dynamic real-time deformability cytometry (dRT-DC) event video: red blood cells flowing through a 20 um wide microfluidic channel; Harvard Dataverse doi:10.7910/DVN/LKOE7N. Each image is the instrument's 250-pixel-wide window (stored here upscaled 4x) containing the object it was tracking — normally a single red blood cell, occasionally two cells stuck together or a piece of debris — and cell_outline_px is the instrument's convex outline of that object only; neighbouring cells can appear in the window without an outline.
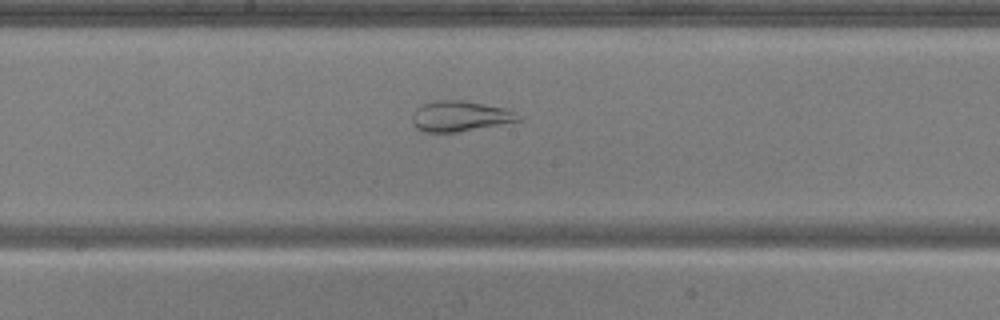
{"species": "common noctule bat (a hibernating species)", "species_latin": "Nyctalus noctula", "temperature_condition": "warm", "stored_images_in_passage": 50, "camera_frame_rate_fps": 3000, "um_per_image_px": 0.085, "animal": {"sex": "male", "body_mass_g": 20.5, "forearm_length_mm": 52.5}, "frame": {"image": 1, "passage_image": 25, "time_ms": 8.0, "image_size_px": [1000, 320], "cell_outline_px": [[524, 120], [456, 132], [424, 132], [416, 128], [412, 124], [412, 112], [420, 104], [436, 100], [464, 100], [512, 108], [524, 116]], "centroid_in_image_um": [39.17, 9.85], "position_along_channel_um": 209.0, "area_um2": 19.54}}
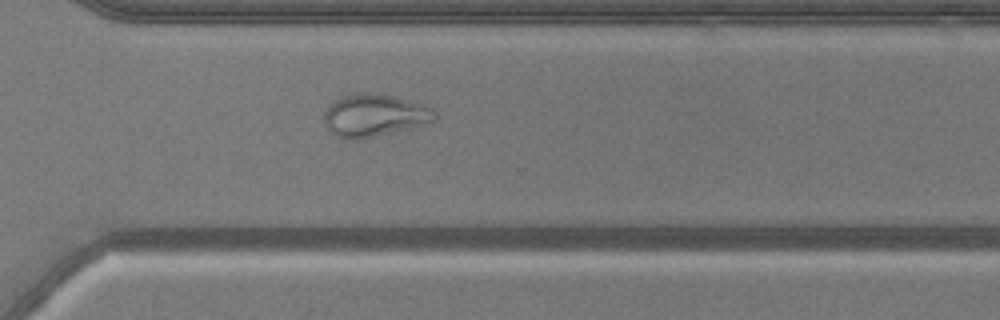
{"frame": {"image": 2, "passage_image": 35, "time_ms": 11.333, "image_size_px": [1000, 320], "cell_outline_px": [[436, 120], [408, 128], [356, 140], [340, 140], [328, 132], [324, 124], [324, 112], [332, 100], [344, 96], [360, 92], [372, 92], [392, 96], [424, 104], [432, 108], [436, 116]], "centroid_in_image_um": [31.73, 9.81], "position_along_channel_um": 338.9, "area_um2": 27.57}}
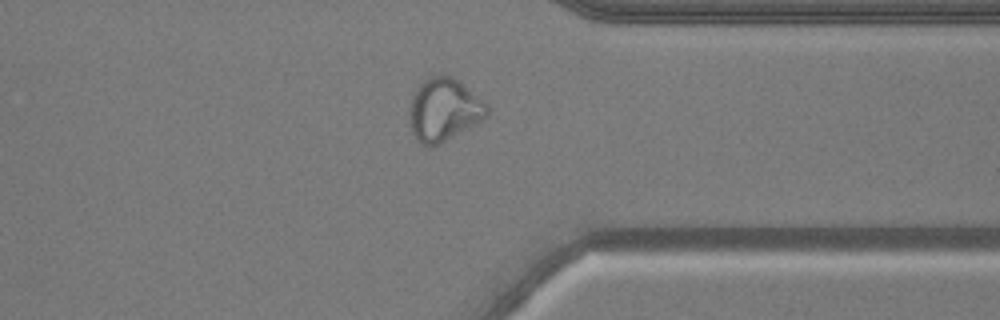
{"frame": {"image": 3, "passage_image": 38, "time_ms": 12.333, "image_size_px": [1000, 320], "cell_outline_px": [[492, 108], [488, 116], [484, 120], [428, 148], [416, 140], [408, 124], [408, 108], [412, 96], [416, 88], [424, 80], [440, 72], [452, 76], [460, 80], [484, 100]], "centroid_in_image_um": [37.74, 9.29], "position_along_channel_um": 373.7, "area_um2": 29.19}, "authors_computed_cell_mechanics": {"area_um2": 29.7381, "velocity_mm_per_s": 3.9234, "shape_relaxation_time_tau1_ms": null, "shape_relaxation_time_tau2_ms": 0.9204, "deformation_change_tau1": null, "deformation_change_tau2": 0.0807}}